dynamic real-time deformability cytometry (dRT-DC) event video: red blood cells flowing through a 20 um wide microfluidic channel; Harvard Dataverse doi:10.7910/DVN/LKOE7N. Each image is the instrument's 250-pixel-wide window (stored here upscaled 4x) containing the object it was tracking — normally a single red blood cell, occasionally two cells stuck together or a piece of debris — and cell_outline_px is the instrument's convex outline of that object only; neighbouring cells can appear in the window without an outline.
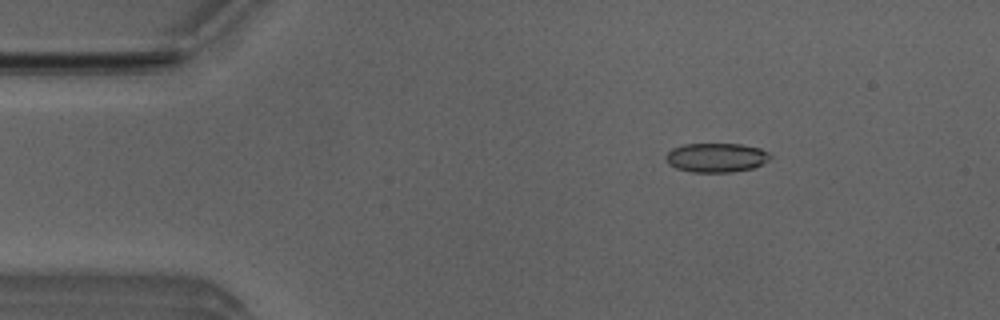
{"species": "Egyptian fruit bat (a non-hibernating species)", "species_latin": "Rousettus aegyptiacus", "temperature_condition": "room temperature", "stored_images_in_passage": 10, "camera_frame_rate_fps": 3000, "um_per_image_px": 0.085, "animal": {"sex": "male"}, "frame": {"image": 1, "passage_image": 2, "time_ms": 0.333, "image_size_px": [1000, 320], "cell_outline_px": [[772, 156], [768, 160], [752, 168], [732, 172], [692, 172], [676, 168], [668, 164], [664, 156], [672, 148], [684, 144], [740, 144], [760, 148], [768, 152]], "centroid_in_image_um": [60.85, 13.39], "position_along_channel_um": 24.1, "area_um2": 17.74}}
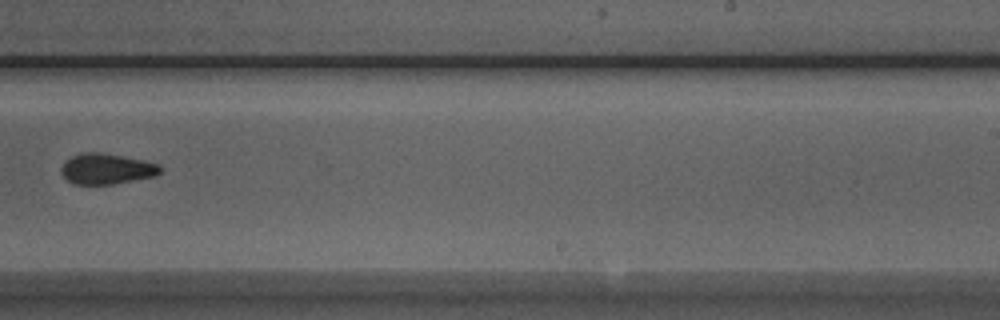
{"frame": {"image": 2, "passage_image": 9, "time_ms": 2.667, "image_size_px": [1000, 320], "cell_outline_px": [[160, 172], [156, 176], [112, 184], [72, 184], [60, 172], [60, 168], [64, 160], [80, 152], [96, 152], [144, 160], [156, 164], [160, 168]], "centroid_in_image_um": [8.99, 14.35], "position_along_channel_um": 280.0, "area_um2": 17.57}}
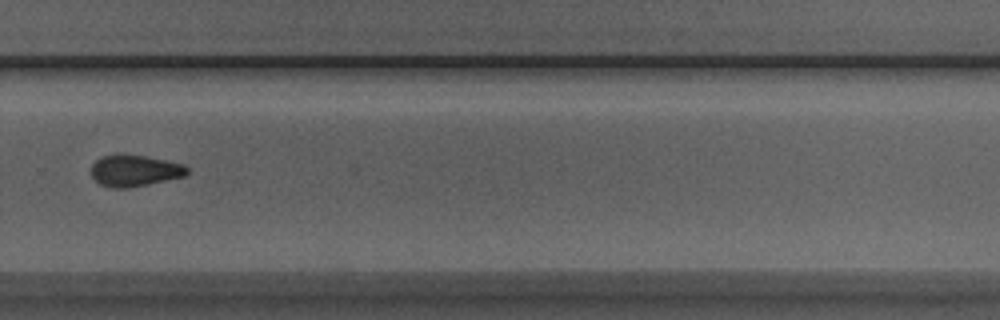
{"frame": {"image": 3, "passage_image": 10, "time_ms": 3.0, "image_size_px": [1000, 320], "cell_outline_px": [[188, 172], [184, 176], [148, 184], [128, 188], [112, 188], [100, 184], [92, 176], [92, 164], [96, 160], [104, 156], [144, 156], [184, 164], [188, 168]], "centroid_in_image_um": [11.46, 14.53], "position_along_channel_um": 318.3, "area_um2": 17.05}}